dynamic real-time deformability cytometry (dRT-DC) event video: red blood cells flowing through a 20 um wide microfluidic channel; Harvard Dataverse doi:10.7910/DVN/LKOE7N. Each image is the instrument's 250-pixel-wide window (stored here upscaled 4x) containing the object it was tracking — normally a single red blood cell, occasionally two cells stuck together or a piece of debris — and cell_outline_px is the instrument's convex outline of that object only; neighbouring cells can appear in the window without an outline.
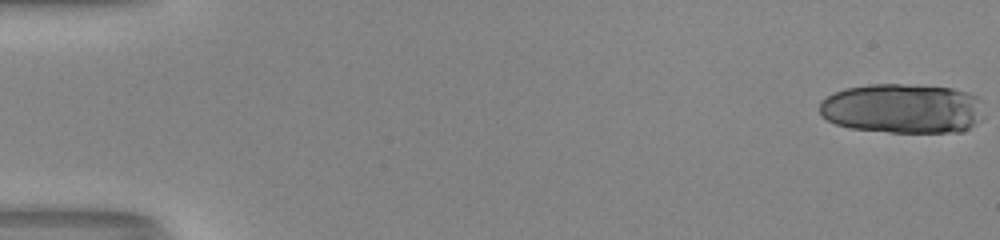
{"species": "human", "species_latin": "Homo sapiens", "temperature_condition": "room temperature", "stored_images_in_passage": 19, "camera_frame_rate_fps": 3000, "um_per_image_px": 0.085, "donor": {"sex": "male"}, "frame": {"image": 1, "passage_image": 1, "time_ms": 0.0, "image_size_px": [1000, 240], "cell_outline_px": [[984, 116], [980, 120], [968, 128], [960, 132], [888, 132], [852, 128], [836, 124], [828, 120], [820, 112], [820, 100], [844, 88], [868, 84], [900, 84], [952, 88], [968, 92], [984, 100]], "centroid_in_image_um": [76.77, 9.22], "position_along_channel_um": 8.2, "area_um2": 48.03}}